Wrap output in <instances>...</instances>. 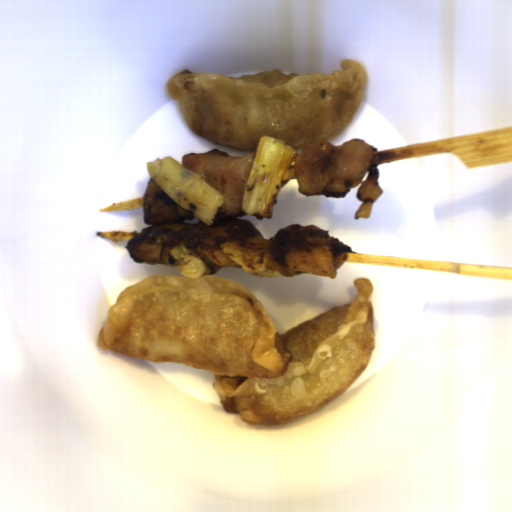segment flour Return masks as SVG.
Returning <instances> with one entry per match:
<instances>
[{
    "instance_id": "obj_1",
    "label": "flour",
    "mask_w": 512,
    "mask_h": 512,
    "mask_svg": "<svg viewBox=\"0 0 512 512\" xmlns=\"http://www.w3.org/2000/svg\"><path fill=\"white\" fill-rule=\"evenodd\" d=\"M350 304L278 333L255 294L232 279L145 276L108 309L97 349L214 374L224 411L251 425H283L345 392L375 346V290L353 279Z\"/></svg>"
},
{
    "instance_id": "obj_2",
    "label": "flour",
    "mask_w": 512,
    "mask_h": 512,
    "mask_svg": "<svg viewBox=\"0 0 512 512\" xmlns=\"http://www.w3.org/2000/svg\"><path fill=\"white\" fill-rule=\"evenodd\" d=\"M332 74H284L265 70L229 77L185 69L166 83L193 133L220 146L254 152L260 137H276L293 148L332 141L349 126L369 77L354 59Z\"/></svg>"
}]
</instances>
